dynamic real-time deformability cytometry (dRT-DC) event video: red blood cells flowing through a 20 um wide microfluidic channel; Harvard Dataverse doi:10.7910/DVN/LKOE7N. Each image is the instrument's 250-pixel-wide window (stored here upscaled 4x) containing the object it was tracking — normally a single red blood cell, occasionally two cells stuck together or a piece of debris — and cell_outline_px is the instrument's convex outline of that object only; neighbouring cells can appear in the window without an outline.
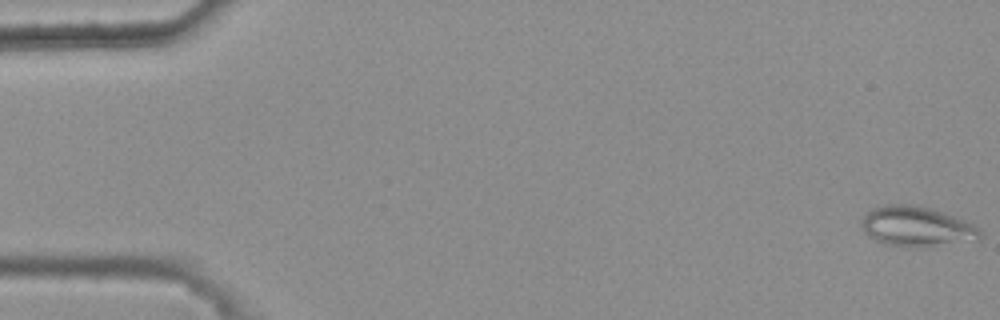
{"species": "common noctule bat (a hibernating species)", "species_latin": "Nyctalus noctula", "temperature_condition": "warm", "stored_images_in_passage": 47, "camera_frame_rate_fps": 3000, "um_per_image_px": 0.085, "animal": {"sex": "female", "body_mass_g": 25.1}, "frame": {"image": 1, "passage_image": 1, "time_ms": 0.0, "image_size_px": [1000, 320], "cell_outline_px": [[984, 236], [980, 240], [932, 244], [892, 244], [868, 236], [860, 224], [864, 216], [872, 208], [888, 204], [916, 204], [932, 208], [944, 212], [964, 220], [972, 224]], "centroid_in_image_um": [77.92, 19.18], "position_along_channel_um": 7.1, "area_um2": 26.53}}
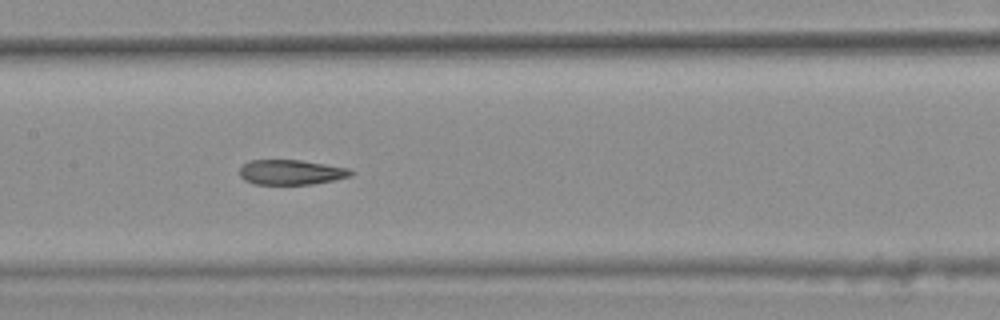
{"frame": {"image": 2, "passage_image": 27, "time_ms": 8.667, "image_size_px": [1000, 320], "cell_outline_px": [[356, 172], [352, 176], [336, 180], [312, 184], [252, 184], [244, 180], [240, 176], [240, 168], [248, 160], [300, 160], [348, 168]], "centroid_in_image_um": [24.76, 14.64], "position_along_channel_um": 182.6, "area_um2": 16.3}}
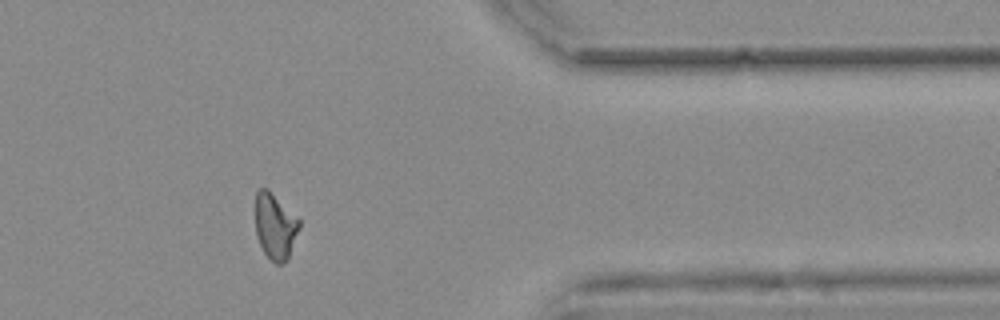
{"frame": {"image": 3, "passage_image": 45, "time_ms": 14.667, "image_size_px": [1000, 320], "cell_outline_px": [[300, 228], [288, 260], [284, 264], [276, 264], [264, 252], [256, 236], [256, 192], [260, 188], [268, 188], [300, 220]], "centroid_in_image_um": [23.4, 19.24], "position_along_channel_um": 388.0, "area_um2": 16.94}, "authors_computed_cell_mechanics": {"area_um2": 17.8024, "velocity_mm_per_s": 3.7338, "shape_relaxation_time_tau1_ms": null, "shape_relaxation_time_tau2_ms": 2.7486, "deformation_change_tau1": null, "deformation_change_tau2": 0.1141}}